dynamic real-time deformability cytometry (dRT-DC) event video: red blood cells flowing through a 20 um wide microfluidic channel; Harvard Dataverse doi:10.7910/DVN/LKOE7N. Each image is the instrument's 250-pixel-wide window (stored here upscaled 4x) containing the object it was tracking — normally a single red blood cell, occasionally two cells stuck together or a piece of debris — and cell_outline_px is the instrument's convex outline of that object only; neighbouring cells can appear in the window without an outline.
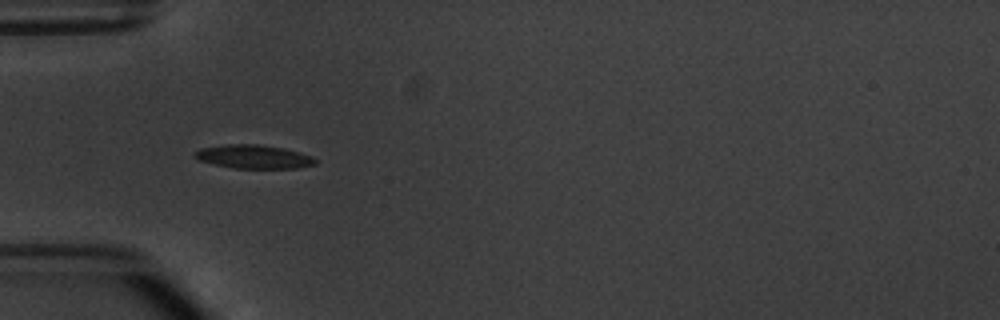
{"species": "common noctule bat (a hibernating species)", "species_latin": "Nyctalus noctula", "temperature_condition": "warm", "stored_images_in_passage": 8, "camera_frame_rate_fps": 3000, "um_per_image_px": 0.085, "animal": {"sex": "male", "body_mass_g": 20.1, "forearm_length_mm": 53.5}, "frame": {"image": 1, "passage_image": 4, "time_ms": 4.333, "image_size_px": [1000, 320], "cell_outline_px": [[316, 164], [300, 168], [232, 168], [196, 160], [192, 156], [192, 152], [200, 148], [228, 144], [256, 144], [284, 148], [300, 152], [312, 156], [316, 160]], "centroid_in_image_um": [21.52, 13.32], "position_along_channel_um": 63.5, "area_um2": 16.82}}
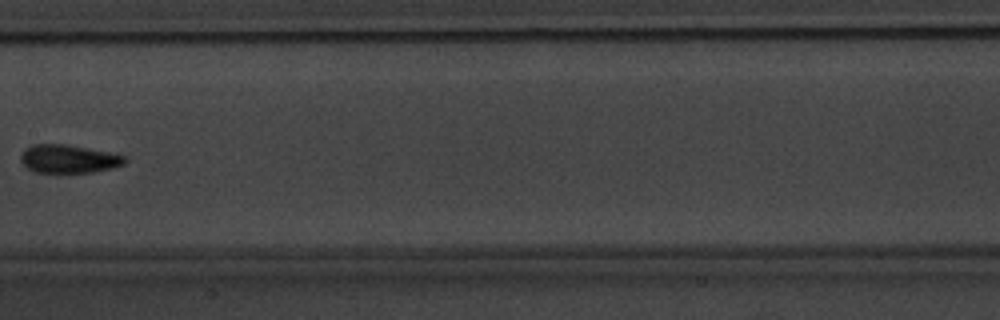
{"frame": {"image": 2, "passage_image": 7, "time_ms": 8.0, "image_size_px": [1000, 320], "cell_outline_px": [[128, 160], [124, 164], [112, 168], [92, 172], [36, 172], [28, 168], [20, 160], [20, 156], [24, 148], [32, 144], [68, 144], [108, 152], [124, 156]], "centroid_in_image_um": [5.82, 13.49], "position_along_channel_um": 201.6, "area_um2": 17.11}}
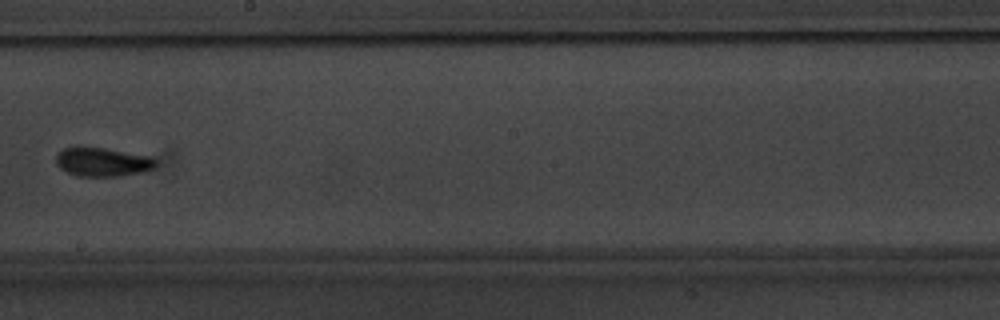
{"frame": {"image": 3, "passage_image": 8, "time_ms": 9.0, "image_size_px": [1000, 320], "cell_outline_px": [[156, 168], [144, 172], [120, 176], [76, 176], [60, 168], [56, 164], [56, 156], [64, 148], [76, 144], [80, 144], [156, 156]], "centroid_in_image_um": [8.75, 13.73], "position_along_channel_um": 239.5, "area_um2": 17.57}}